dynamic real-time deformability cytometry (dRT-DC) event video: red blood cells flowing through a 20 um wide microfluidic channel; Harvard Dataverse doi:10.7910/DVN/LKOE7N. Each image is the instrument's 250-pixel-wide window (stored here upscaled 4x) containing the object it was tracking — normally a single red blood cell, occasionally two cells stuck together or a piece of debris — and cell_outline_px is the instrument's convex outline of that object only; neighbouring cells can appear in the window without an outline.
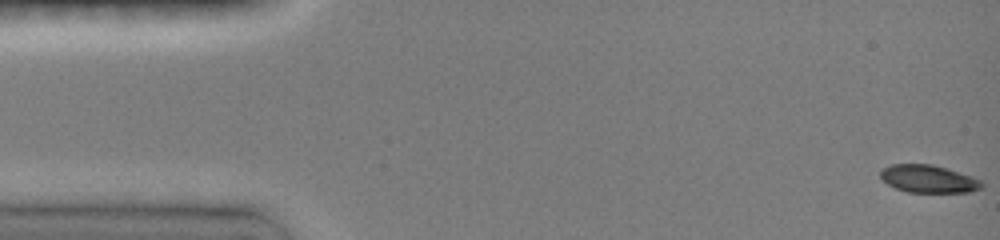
{"species": "common noctule bat (a hibernating species)", "species_latin": "Nyctalus noctula", "temperature_condition": "room temperature", "stored_images_in_passage": 8, "camera_frame_rate_fps": 3000, "um_per_image_px": 0.085, "animal": {"sex": "female", "body_mass_g": 19.0, "forearm_length_mm": 51.5}, "frame": {"image": 1, "passage_image": 1, "time_ms": 0.0, "image_size_px": [1000, 240], "cell_outline_px": [[984, 188], [968, 192], [908, 192], [896, 188], [888, 184], [880, 176], [880, 172], [884, 168], [892, 164], [932, 164], [972, 176], [980, 180], [984, 184]], "centroid_in_image_um": [78.95, 15.21], "position_along_channel_um": 6.1, "area_um2": 16.24}}
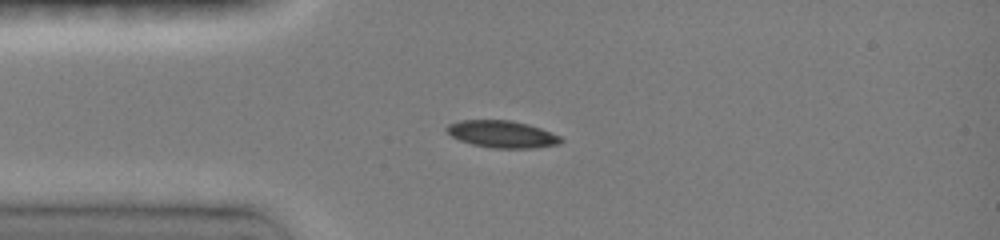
{"frame": {"image": 2, "passage_image": 6, "time_ms": 3.667, "image_size_px": [1000, 240], "cell_outline_px": [[564, 140], [560, 144], [532, 148], [492, 148], [472, 144], [460, 140], [452, 136], [444, 128], [448, 124], [460, 120], [508, 120], [528, 124], [540, 128], [560, 136]], "centroid_in_image_um": [42.67, 11.4], "position_along_channel_um": 42.3, "area_um2": 17.98}}